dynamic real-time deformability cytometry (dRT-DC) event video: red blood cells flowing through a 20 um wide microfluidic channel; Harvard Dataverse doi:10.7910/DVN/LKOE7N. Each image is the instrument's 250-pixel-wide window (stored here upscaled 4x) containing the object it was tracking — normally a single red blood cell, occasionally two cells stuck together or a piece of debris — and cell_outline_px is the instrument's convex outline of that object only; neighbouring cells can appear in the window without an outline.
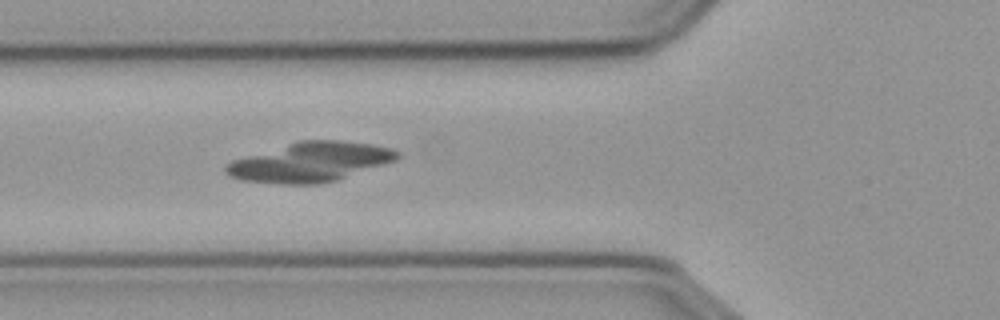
{"species": "common noctule bat (a hibernating species)", "species_latin": "Nyctalus noctula", "temperature_condition": "cold", "stored_images_in_passage": 57, "segment_of_instrument_passage": [2, 2], "camera_frame_rate_fps": 3000, "um_per_image_px": 0.085, "animal": {"sex": "male", "body_mass_g": 23.1, "forearm_length_mm": 52.7}, "frame": {"image": 1, "passage_image": 21, "time_ms": 6.667, "image_size_px": [1000, 320], "cell_outline_px": [[392, 156], [384, 160], [320, 180], [276, 180], [240, 176], [232, 172], [228, 168], [236, 164], [248, 160], [308, 144], [336, 144], [376, 148], [392, 152]], "centroid_in_image_um": [26.37, 13.79], "position_along_channel_um": 99.4, "area_um2": 28.03}}
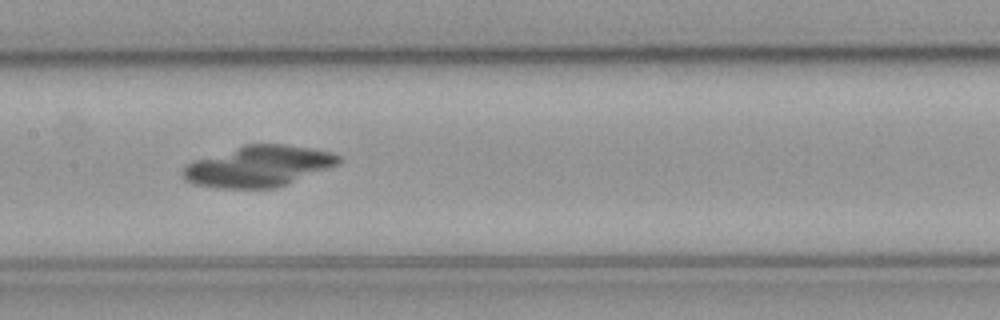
{"frame": {"image": 2, "passage_image": 28, "time_ms": 9.0, "image_size_px": [1000, 320], "cell_outline_px": [[332, 160], [324, 164], [280, 180], [268, 184], [220, 184], [200, 180], [188, 176], [188, 168], [196, 164], [252, 148], [280, 148], [316, 152], [332, 156]], "centroid_in_image_um": [21.88, 14.12], "position_along_channel_um": 185.5, "area_um2": 25.89}}
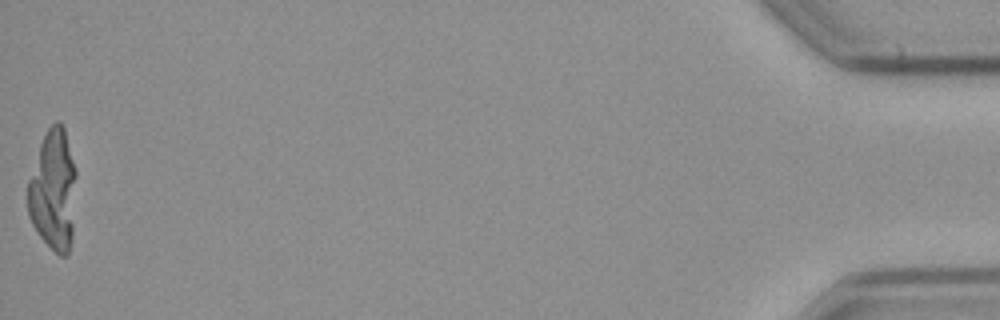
{"frame": {"image": 3, "passage_image": 57, "time_ms": 18.667, "image_size_px": [1000, 320], "cell_outline_px": [[72, 176], [68, 244], [64, 252], [52, 248], [36, 228], [32, 220], [28, 208], [28, 184], [44, 140], [48, 132], [56, 124], [60, 124], [64, 132], [72, 164]], "centroid_in_image_um": [4.43, 16.14], "position_along_channel_um": 430.8, "area_um2": 29.19}}